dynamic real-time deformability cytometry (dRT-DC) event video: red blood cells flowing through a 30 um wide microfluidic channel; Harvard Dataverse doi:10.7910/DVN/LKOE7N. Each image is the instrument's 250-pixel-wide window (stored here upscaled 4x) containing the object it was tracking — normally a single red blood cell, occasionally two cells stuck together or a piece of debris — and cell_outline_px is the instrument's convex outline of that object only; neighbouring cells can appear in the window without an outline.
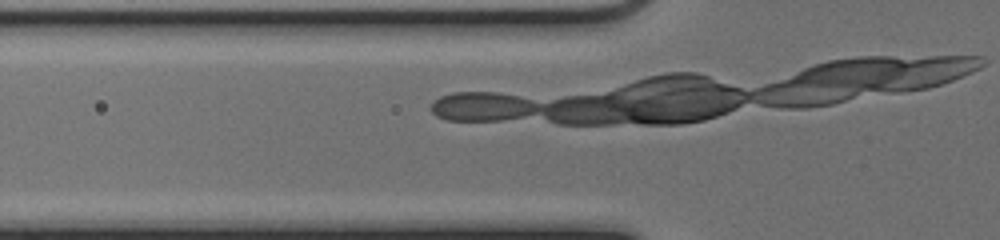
{"species": "common noctule bat (a hibernating species)", "species_latin": "Nyctalus noctula", "temperature_condition": "cold", "stored_images_in_passage": 18, "camera_frame_rate_fps": 3000, "um_per_image_px": 0.085, "animal": {"sex": "female", "body_mass_g": 17.0, "forearm_length_mm": 48.0}, "frame": {"image": 1, "passage_image": 3, "time_ms": 0.667, "image_size_px": [1000, 240], "cell_outline_px": [[740, 100], [736, 104], [712, 116], [696, 120], [600, 120], [556, 104], [564, 100], [716, 84], [736, 88]], "centroid_in_image_um": [55.96, 8.85], "position_along_channel_um": 69.8, "area_um2": 32.43}}